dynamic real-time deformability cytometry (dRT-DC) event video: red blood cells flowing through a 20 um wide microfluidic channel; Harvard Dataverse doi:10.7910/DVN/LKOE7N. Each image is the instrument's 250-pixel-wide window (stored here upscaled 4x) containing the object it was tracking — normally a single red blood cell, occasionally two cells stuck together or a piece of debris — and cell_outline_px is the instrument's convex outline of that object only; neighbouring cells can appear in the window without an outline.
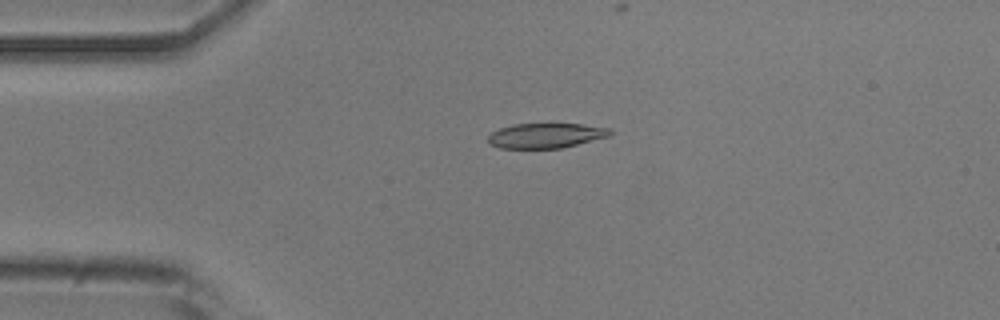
{"species": "common noctule bat (a hibernating species)", "species_latin": "Nyctalus noctula", "temperature_condition": "room temperature", "stored_images_in_passage": 5, "camera_frame_rate_fps": 3000, "um_per_image_px": 0.085, "animal": {"sex": "male", "body_mass_g": 20.5, "forearm_length_mm": 52.5}, "frame": {"image": 1, "passage_image": 4, "time_ms": 1.0, "image_size_px": [1000, 320], "cell_outline_px": [[612, 132], [608, 136], [560, 148], [500, 148], [488, 144], [488, 136], [492, 132], [500, 128], [512, 124], [580, 124], [608, 128]], "centroid_in_image_um": [46.32, 11.52], "position_along_channel_um": 38.7, "area_um2": 17.46}}